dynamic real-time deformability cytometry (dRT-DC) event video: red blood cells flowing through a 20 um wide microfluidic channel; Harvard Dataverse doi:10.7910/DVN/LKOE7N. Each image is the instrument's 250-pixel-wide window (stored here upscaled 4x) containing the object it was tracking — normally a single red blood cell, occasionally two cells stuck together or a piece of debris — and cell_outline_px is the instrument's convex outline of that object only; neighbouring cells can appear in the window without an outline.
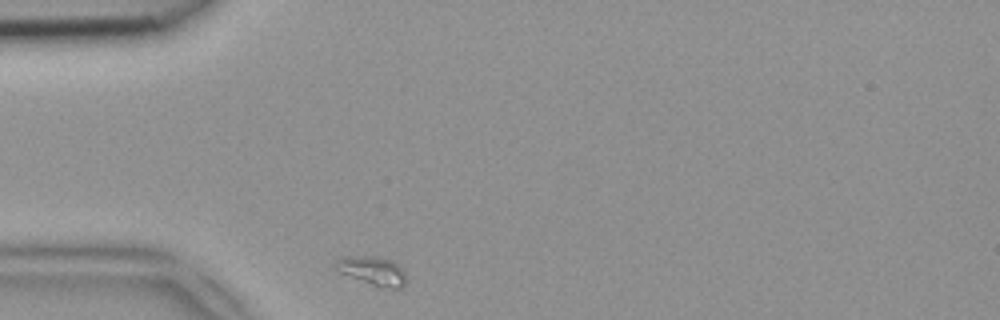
{"species": "common noctule bat (a hibernating species)", "species_latin": "Nyctalus noctula", "temperature_condition": "room temperature", "stored_images_in_passage": 32, "camera_frame_rate_fps": 3000, "um_per_image_px": 0.085, "animal": {"sex": "female", "body_mass_g": 18.4}, "frame": {"image": 1, "passage_image": 1, "time_ms": 0.0, "image_size_px": [1000, 320], "cell_outline_px": [[404, 284], [400, 288], [380, 288], [340, 272], [332, 264], [336, 260], [344, 256], [376, 256], [392, 260], [404, 272]], "centroid_in_image_um": [31.62, 23.0], "position_along_channel_um": 53.4, "area_um2": 11.73}}